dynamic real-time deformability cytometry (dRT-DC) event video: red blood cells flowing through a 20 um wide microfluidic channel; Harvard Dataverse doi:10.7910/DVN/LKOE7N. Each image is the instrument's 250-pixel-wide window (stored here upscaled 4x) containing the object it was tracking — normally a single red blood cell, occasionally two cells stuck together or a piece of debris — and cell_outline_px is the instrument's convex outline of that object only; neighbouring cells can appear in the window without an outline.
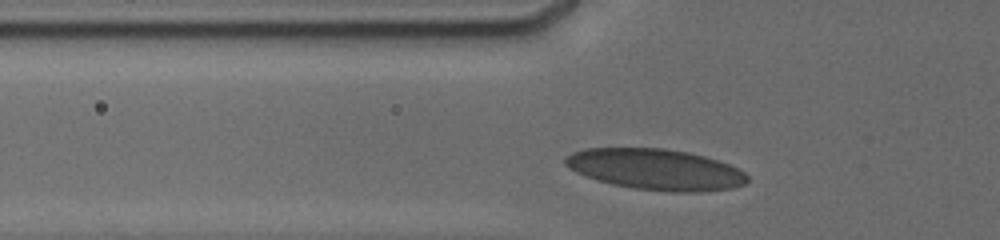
{"species": "human", "species_latin": "Homo sapiens", "temperature_condition": "cold", "stored_images_in_passage": 28, "camera_frame_rate_fps": 3000, "um_per_image_px": 0.085, "donor": {"sex": "male"}, "frame": {"image": 1, "passage_image": 9, "time_ms": 1.333, "image_size_px": [1000, 240], "cell_outline_px": [[748, 180], [744, 184], [732, 188], [700, 192], [672, 192], [632, 188], [612, 184], [596, 180], [576, 172], [568, 168], [564, 164], [564, 160], [572, 152], [584, 148], [664, 148], [688, 152], [704, 156], [728, 164], [744, 172], [748, 176]], "centroid_in_image_um": [55.71, 14.4], "position_along_channel_um": 70.1, "area_um2": 43.47}}
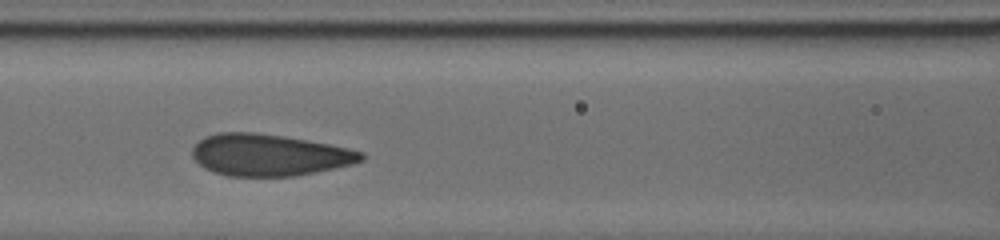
{"frame": {"image": 2, "passage_image": 21, "time_ms": 3.333, "image_size_px": [1000, 240], "cell_outline_px": [[364, 160], [352, 164], [292, 176], [228, 176], [212, 172], [204, 168], [192, 156], [192, 148], [204, 136], [220, 132], [256, 132], [284, 136], [308, 140], [348, 148], [364, 152]], "centroid_in_image_um": [22.85, 13.16], "position_along_channel_um": 143.8, "area_um2": 40.98}}
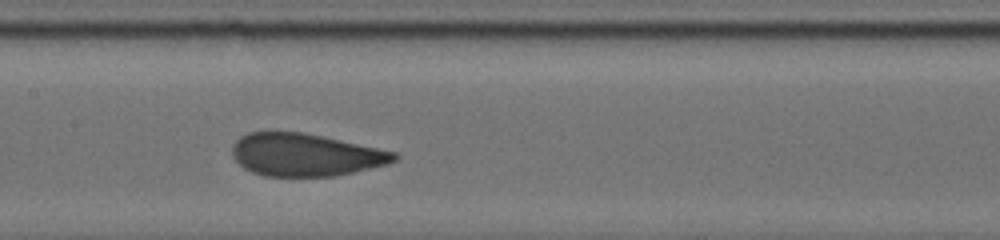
{"frame": {"image": 3, "passage_image": 27, "time_ms": 4.333, "image_size_px": [1000, 240], "cell_outline_px": [[400, 156], [396, 160], [388, 164], [336, 176], [264, 176], [252, 172], [244, 168], [236, 160], [232, 152], [232, 144], [240, 136], [248, 132], [300, 132], [320, 136], [396, 152]], "centroid_in_image_um": [25.94, 13.17], "position_along_channel_um": 181.5, "area_um2": 39.94}}